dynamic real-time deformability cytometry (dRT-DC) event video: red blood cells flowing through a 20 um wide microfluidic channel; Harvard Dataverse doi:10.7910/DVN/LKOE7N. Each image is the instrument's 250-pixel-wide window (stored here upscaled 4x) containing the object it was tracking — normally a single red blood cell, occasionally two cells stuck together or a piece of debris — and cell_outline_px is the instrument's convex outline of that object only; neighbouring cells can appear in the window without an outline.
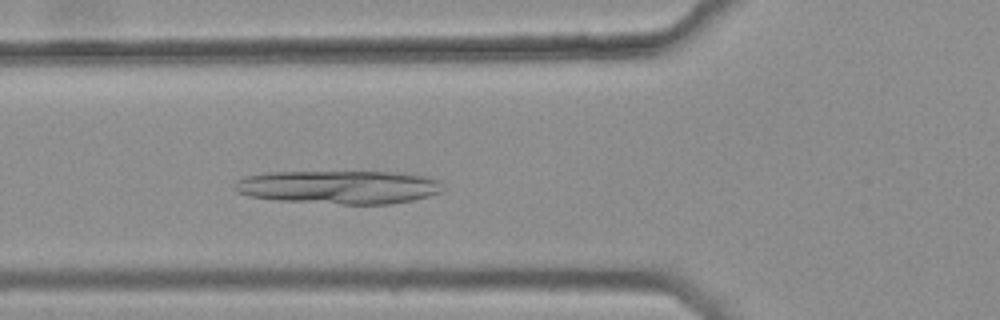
{"species": "common noctule bat (a hibernating species)", "species_latin": "Nyctalus noctula", "temperature_condition": "warm", "stored_images_in_passage": 30, "camera_frame_rate_fps": 3000, "um_per_image_px": 0.085, "animal": {"sex": "female", "body_mass_g": 25.1}, "frame": {"image": 1, "passage_image": 8, "time_ms": 2.333, "image_size_px": [1000, 320], "cell_outline_px": [[444, 188], [440, 192], [428, 196], [412, 200], [392, 204], [340, 204], [276, 200], [248, 196], [236, 192], [236, 180], [248, 176], [264, 172], [400, 172], [428, 176], [440, 180]], "centroid_in_image_um": [28.85, 15.9], "position_along_channel_um": 96.9, "area_um2": 40.81}}
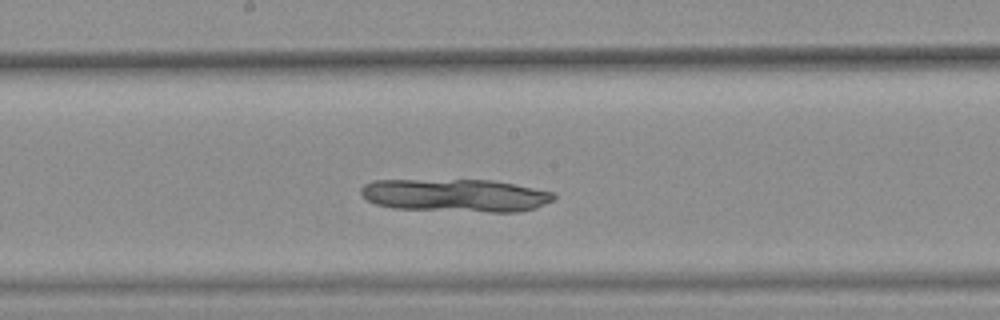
{"frame": {"image": 2, "passage_image": 17, "time_ms": 5.333, "image_size_px": [1000, 320], "cell_outline_px": [[556, 196], [552, 200], [536, 208], [516, 212], [488, 212], [392, 208], [376, 204], [364, 200], [360, 196], [360, 188], [364, 184], [372, 180], [492, 180], [556, 192]], "centroid_in_image_um": [38.68, 16.61], "position_along_channel_um": 209.5, "area_um2": 37.28}}
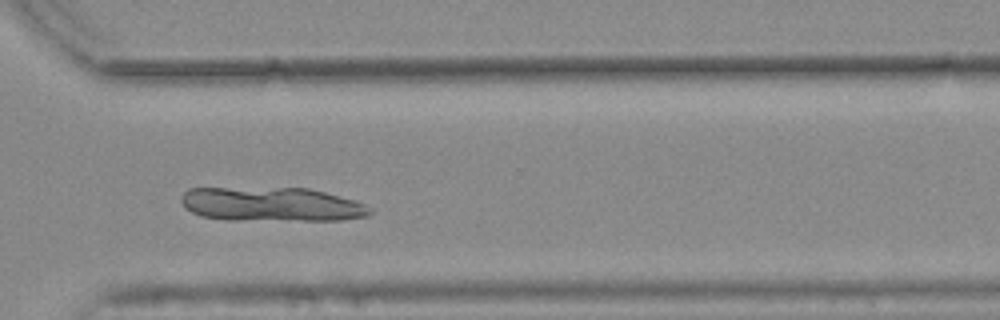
{"frame": {"image": 3, "passage_image": 28, "time_ms": 9.0, "image_size_px": [1000, 320], "cell_outline_px": [[372, 212], [368, 216], [344, 220], [224, 220], [200, 216], [184, 208], [180, 200], [180, 196], [188, 188], [308, 188], [324, 192], [352, 200], [364, 204]], "centroid_in_image_um": [23.01, 17.38], "position_along_channel_um": 347.6, "area_um2": 37.69}}